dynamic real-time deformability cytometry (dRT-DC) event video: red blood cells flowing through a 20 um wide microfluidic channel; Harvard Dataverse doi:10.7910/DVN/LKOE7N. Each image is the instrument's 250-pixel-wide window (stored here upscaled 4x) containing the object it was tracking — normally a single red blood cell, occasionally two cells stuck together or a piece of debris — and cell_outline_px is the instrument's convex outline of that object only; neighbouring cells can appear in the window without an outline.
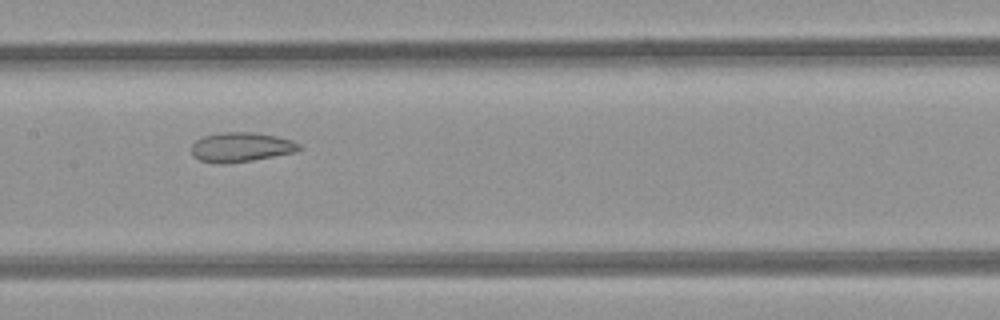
{"species": "common noctule bat (a hibernating species)", "species_latin": "Nyctalus noctula", "temperature_condition": "room temperature", "stored_images_in_passage": 9, "camera_frame_rate_fps": 3000, "um_per_image_px": 0.085, "animal": {"sex": "female", "body_mass_g": 21.9}, "frame": {"image": 1, "passage_image": 8, "time_ms": 2.333, "image_size_px": [1000, 320], "cell_outline_px": [[300, 148], [296, 152], [252, 160], [224, 164], [216, 164], [200, 160], [192, 156], [192, 144], [196, 140], [204, 136], [224, 132], [256, 132], [276, 136], [292, 140], [300, 144]], "centroid_in_image_um": [20.48, 12.51], "position_along_channel_um": 186.9, "area_um2": 18.55}}
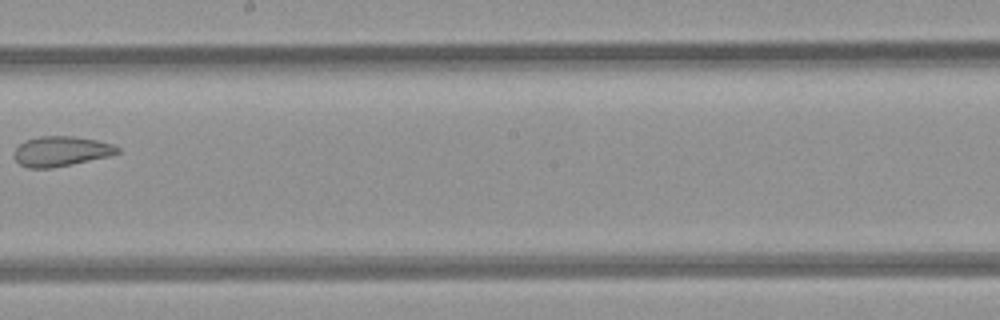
{"frame": {"image": 2, "passage_image": 9, "time_ms": 2.667, "image_size_px": [1000, 320], "cell_outline_px": [[120, 152], [108, 156], [72, 164], [52, 168], [28, 168], [20, 164], [16, 160], [12, 152], [20, 144], [28, 140], [40, 136], [72, 136], [96, 140], [112, 144], [120, 148]], "centroid_in_image_um": [5.18, 12.86], "position_along_channel_um": 243.0, "area_um2": 17.92}}